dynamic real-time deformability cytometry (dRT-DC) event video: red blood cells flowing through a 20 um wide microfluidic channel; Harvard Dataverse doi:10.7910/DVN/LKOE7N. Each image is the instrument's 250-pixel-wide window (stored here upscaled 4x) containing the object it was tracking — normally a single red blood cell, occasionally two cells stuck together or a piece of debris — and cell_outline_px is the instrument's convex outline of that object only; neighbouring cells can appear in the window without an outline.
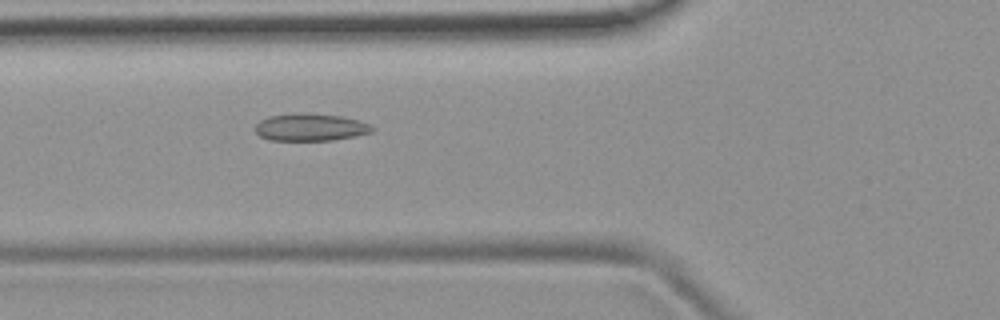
{"species": "common noctule bat (a hibernating species)", "species_latin": "Nyctalus noctula", "temperature_condition": "room temperature", "stored_images_in_passage": 29, "camera_frame_rate_fps": 3000, "um_per_image_px": 0.085, "animal": {"sex": "female", "body_mass_g": 19.9}, "frame": {"image": 1, "passage_image": 3, "time_ms": 0.667, "image_size_px": [1000, 320], "cell_outline_px": [[376, 128], [372, 132], [332, 140], [268, 140], [260, 136], [256, 132], [256, 124], [260, 120], [268, 116], [340, 116], [360, 120]], "centroid_in_image_um": [26.41, 10.87], "position_along_channel_um": 99.4, "area_um2": 17.57}}
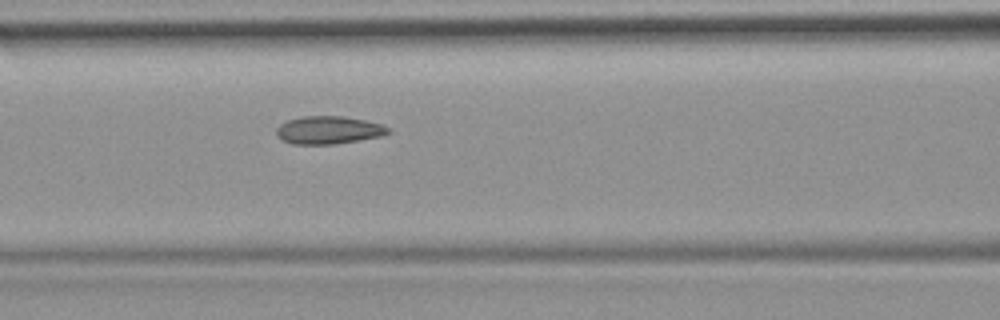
{"frame": {"image": 2, "passage_image": 6, "time_ms": 1.667, "image_size_px": [1000, 320], "cell_outline_px": [[392, 132], [380, 136], [332, 144], [292, 144], [276, 136], [276, 128], [280, 124], [288, 120], [300, 116], [344, 116], [364, 120], [380, 124], [392, 128]], "centroid_in_image_um": [27.92, 11.04], "position_along_channel_um": 138.7, "area_um2": 18.09}}
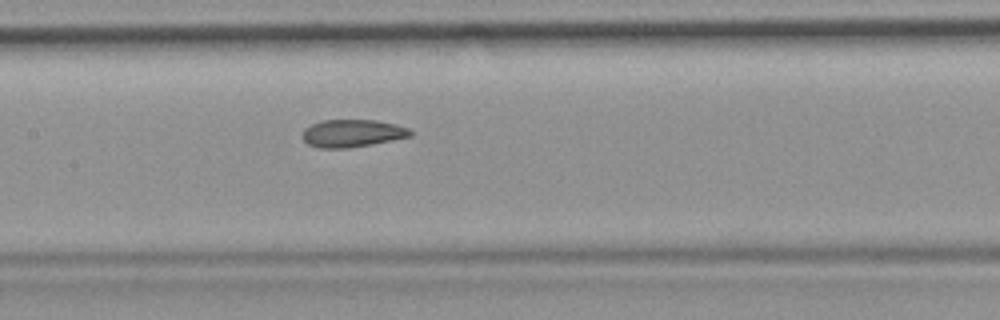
{"frame": {"image": 3, "passage_image": 9, "time_ms": 2.667, "image_size_px": [1000, 320], "cell_outline_px": [[412, 136], [372, 144], [348, 148], [320, 148], [308, 144], [304, 140], [304, 128], [312, 124], [324, 120], [376, 120], [396, 124], [408, 128], [412, 132]], "centroid_in_image_um": [29.97, 11.33], "position_along_channel_um": 177.4, "area_um2": 17.22}}